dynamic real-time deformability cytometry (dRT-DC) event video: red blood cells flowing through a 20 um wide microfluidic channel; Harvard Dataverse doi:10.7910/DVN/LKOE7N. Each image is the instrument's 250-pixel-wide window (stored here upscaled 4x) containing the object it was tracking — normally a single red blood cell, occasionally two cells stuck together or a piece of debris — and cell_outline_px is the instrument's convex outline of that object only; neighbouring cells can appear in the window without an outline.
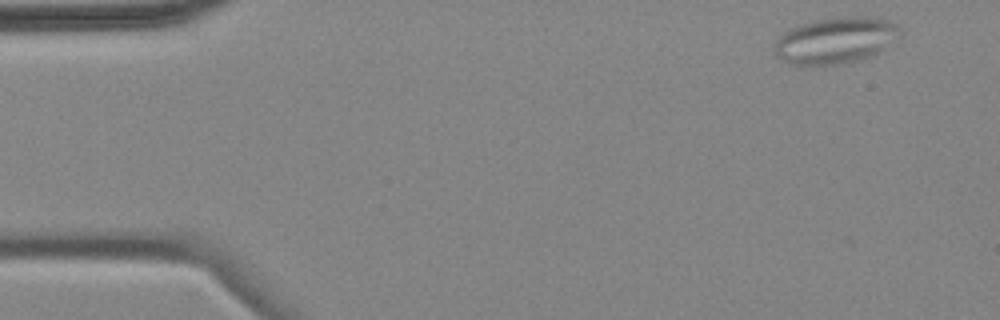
{"species": "common noctule bat (a hibernating species)", "species_latin": "Nyctalus noctula", "temperature_condition": "cold", "stored_images_in_passage": 4, "camera_frame_rate_fps": 3000, "um_per_image_px": 0.085, "animal": {"sex": "female", "body_mass_g": 18.4}, "frame": {"image": 1, "passage_image": 1, "time_ms": 0.0, "image_size_px": [1000, 320], "cell_outline_px": [[900, 36], [884, 48], [872, 56], [864, 60], [848, 64], [792, 64], [776, 56], [772, 52], [772, 44], [776, 36], [788, 28], [800, 24], [832, 16], [868, 16], [892, 20], [900, 28]], "centroid_in_image_um": [70.99, 3.41], "position_along_channel_um": 14.0, "area_um2": 34.8}}
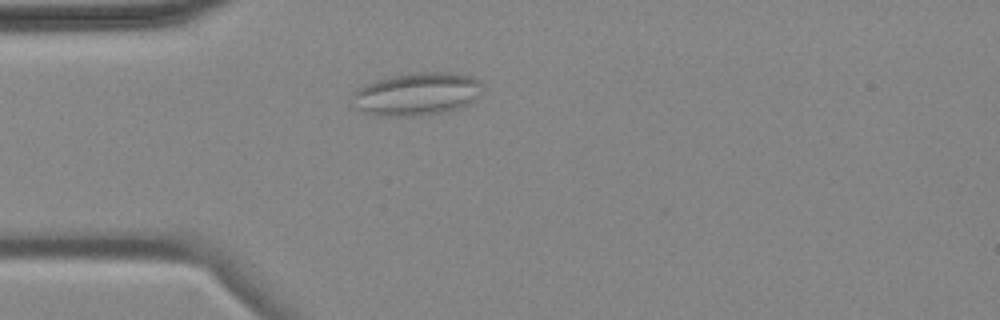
{"frame": {"image": 2, "passage_image": 4, "time_ms": 3.667, "image_size_px": [1000, 320], "cell_outline_px": [[480, 84], [476, 100], [460, 108], [444, 112], [404, 116], [388, 116], [364, 112], [352, 108], [352, 92], [376, 80], [392, 76], [416, 72], [456, 72], [472, 76], [480, 80]], "centroid_in_image_um": [35.42, 7.98], "position_along_channel_um": 49.6, "area_um2": 32.43}}